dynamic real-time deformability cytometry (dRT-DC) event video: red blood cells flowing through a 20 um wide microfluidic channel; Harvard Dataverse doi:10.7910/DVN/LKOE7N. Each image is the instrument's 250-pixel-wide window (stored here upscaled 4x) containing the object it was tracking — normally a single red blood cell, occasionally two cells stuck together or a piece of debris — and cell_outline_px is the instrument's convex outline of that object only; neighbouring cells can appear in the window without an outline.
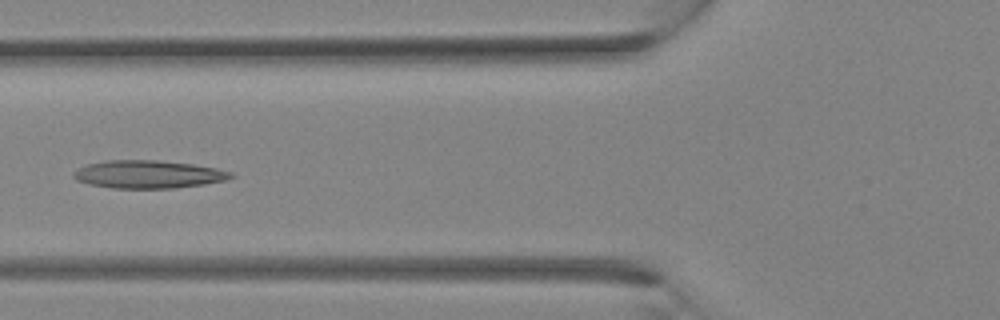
{"species": "Egyptian fruit bat (a non-hibernating species)", "species_latin": "Rousettus aegyptiacus", "temperature_condition": "room temperature", "stored_images_in_passage": 29, "camera_frame_rate_fps": 3000, "um_per_image_px": 0.085, "animal": {"sex": "female"}, "frame": {"image": 1, "passage_image": 11, "time_ms": 3.333, "image_size_px": [1000, 320], "cell_outline_px": [[236, 176], [228, 180], [204, 184], [172, 188], [112, 188], [88, 184], [76, 180], [72, 176], [72, 172], [88, 164], [104, 160], [156, 160], [192, 164], [216, 168], [232, 172]], "centroid_in_image_um": [12.61, 14.82], "position_along_channel_um": 113.2, "area_um2": 25.66}}
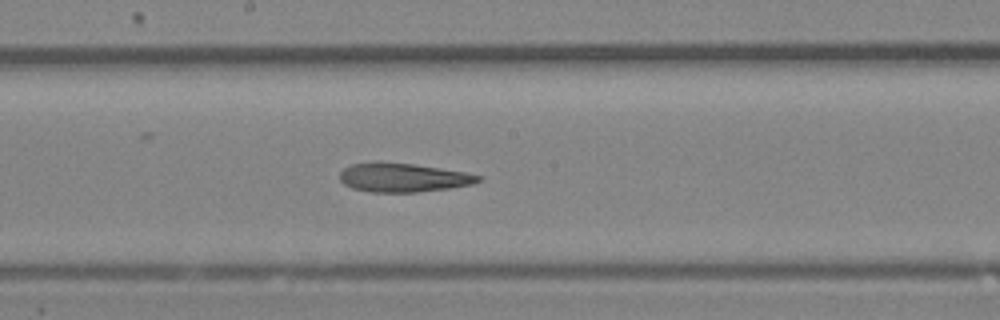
{"frame": {"image": 2, "passage_image": 16, "time_ms": 5.0, "image_size_px": [1000, 320], "cell_outline_px": [[484, 180], [472, 184], [448, 188], [416, 192], [372, 192], [352, 188], [344, 184], [340, 180], [340, 172], [344, 168], [352, 164], [376, 160], [412, 164], [440, 168], [464, 172], [484, 176]], "centroid_in_image_um": [34.26, 15.07], "position_along_channel_um": 213.9, "area_um2": 23.52}}
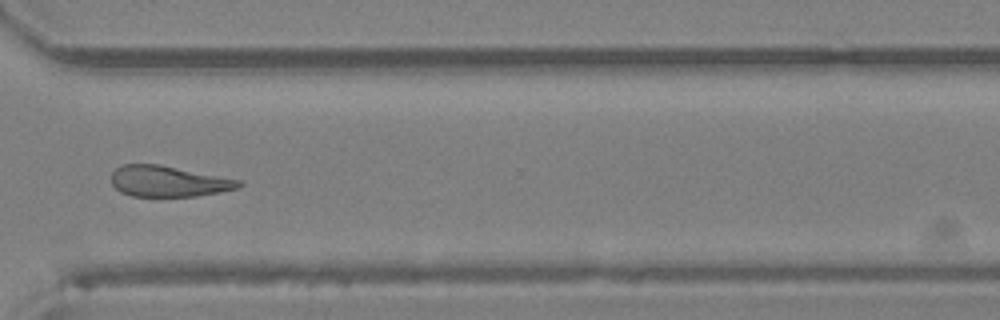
{"frame": {"image": 3, "passage_image": 23, "time_ms": 7.333, "image_size_px": [1000, 320], "cell_outline_px": [[244, 184], [236, 188], [220, 192], [196, 196], [132, 196], [120, 192], [112, 184], [112, 172], [120, 164], [160, 164], [244, 180]], "centroid_in_image_um": [14.34, 15.4], "position_along_channel_um": 356.3, "area_um2": 23.18}}